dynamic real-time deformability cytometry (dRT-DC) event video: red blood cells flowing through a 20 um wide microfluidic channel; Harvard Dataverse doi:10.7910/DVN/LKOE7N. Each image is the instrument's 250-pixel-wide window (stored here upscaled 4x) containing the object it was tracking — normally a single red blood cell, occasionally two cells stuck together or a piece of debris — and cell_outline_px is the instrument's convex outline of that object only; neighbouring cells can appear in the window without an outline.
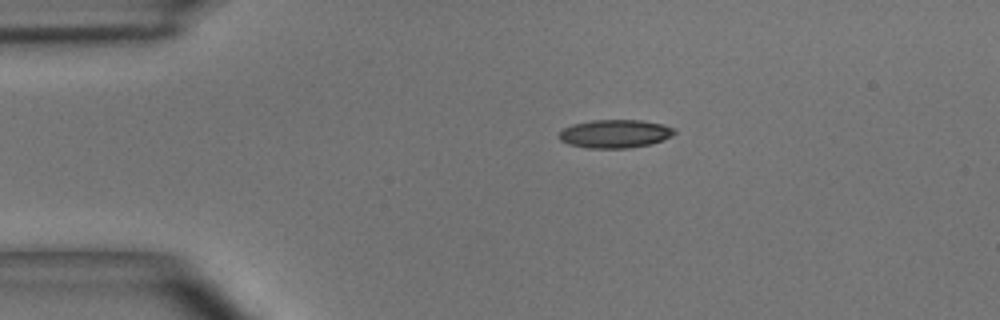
{"species": "common noctule bat (a hibernating species)", "species_latin": "Nyctalus noctula", "temperature_condition": "room temperature", "stored_images_in_passage": 2, "camera_frame_rate_fps": 3000, "um_per_image_px": 0.085, "animal": {"sex": "male", "body_mass_g": 15.6}, "frame": {"image": 1, "passage_image": 1, "time_ms": 0.0, "image_size_px": [1000, 320], "cell_outline_px": [[676, 132], [672, 136], [652, 144], [628, 148], [588, 148], [568, 144], [560, 140], [556, 136], [564, 128], [572, 124], [592, 120], [640, 120], [664, 124], [676, 128]], "centroid_in_image_um": [52.29, 11.37], "position_along_channel_um": 32.7, "area_um2": 19.25}}